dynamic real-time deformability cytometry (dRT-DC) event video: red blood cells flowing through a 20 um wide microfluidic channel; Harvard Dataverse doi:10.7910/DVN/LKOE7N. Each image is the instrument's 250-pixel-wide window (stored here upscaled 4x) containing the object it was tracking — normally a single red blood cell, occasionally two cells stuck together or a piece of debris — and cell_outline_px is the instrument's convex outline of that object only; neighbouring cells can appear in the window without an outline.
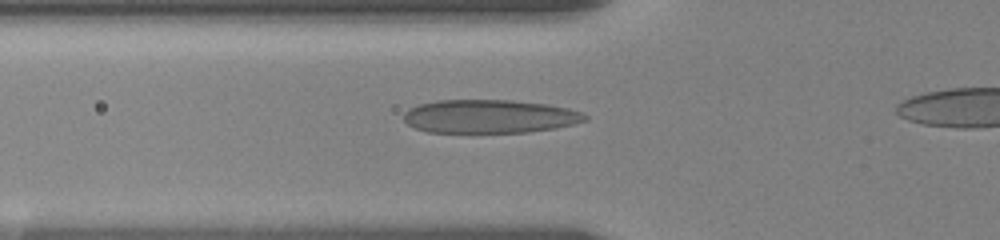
{"species": "human", "species_latin": "Homo sapiens", "temperature_condition": "room temperature", "stored_images_in_passage": 9, "camera_frame_rate_fps": 3000, "um_per_image_px": 0.085, "donor": {"sex": "female"}, "frame": {"image": 1, "passage_image": 7, "time_ms": 2.667, "image_size_px": [1000, 240], "cell_outline_px": [[588, 120], [556, 128], [528, 132], [428, 132], [416, 128], [408, 124], [404, 120], [404, 112], [408, 108], [420, 104], [436, 100], [512, 100], [544, 104], [568, 108], [580, 112], [588, 116]], "centroid_in_image_um": [41.6, 9.89], "position_along_channel_um": 84.2, "area_um2": 35.26}}